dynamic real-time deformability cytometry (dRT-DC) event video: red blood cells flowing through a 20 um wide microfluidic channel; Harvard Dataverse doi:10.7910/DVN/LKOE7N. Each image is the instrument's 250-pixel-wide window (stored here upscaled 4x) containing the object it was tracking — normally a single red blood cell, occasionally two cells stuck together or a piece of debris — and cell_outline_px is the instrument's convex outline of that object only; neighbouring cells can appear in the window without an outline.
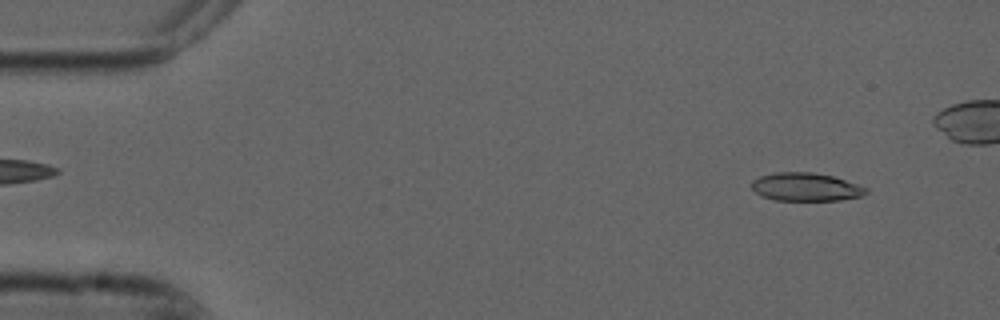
{"species": "common noctule bat (a hibernating species)", "species_latin": "Nyctalus noctula", "temperature_condition": "cold", "stored_images_in_passage": 47, "camera_frame_rate_fps": 3000, "um_per_image_px": 0.085, "animal": {"sex": "male", "forearm_length_mm": 52.5}, "frame": {"image": 1, "passage_image": 4, "time_ms": 1.0, "image_size_px": [1000, 320], "cell_outline_px": [[868, 192], [864, 196], [840, 200], [776, 200], [760, 196], [752, 188], [752, 180], [760, 176], [776, 172], [812, 172], [832, 176], [868, 188]], "centroid_in_image_um": [68.49, 15.89], "position_along_channel_um": 16.5, "area_um2": 18.79}}
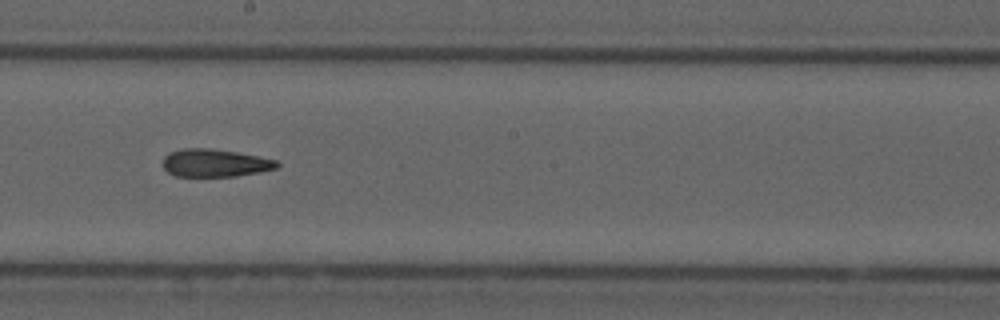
{"frame": {"image": 2, "passage_image": 29, "time_ms": 9.333, "image_size_px": [1000, 320], "cell_outline_px": [[280, 164], [276, 168], [260, 172], [236, 176], [176, 176], [168, 172], [164, 168], [164, 156], [168, 152], [184, 148], [208, 148], [236, 152], [276, 160]], "centroid_in_image_um": [18.25, 13.85], "position_along_channel_um": 229.9, "area_um2": 18.32}}
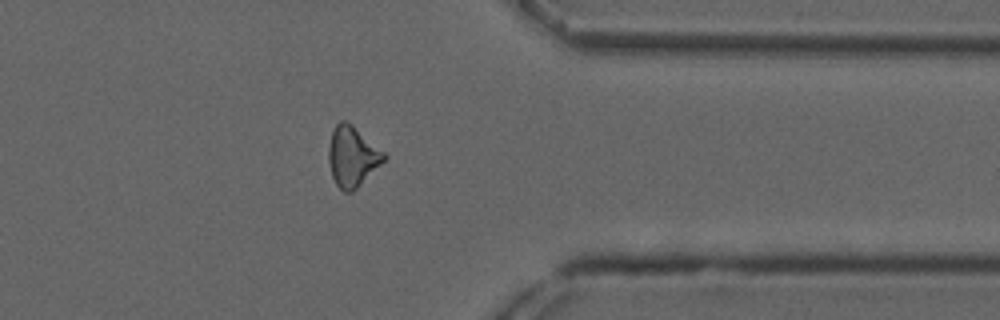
{"frame": {"image": 3, "passage_image": 42, "time_ms": 13.667, "image_size_px": [1000, 320], "cell_outline_px": [[388, 156], [352, 192], [344, 192], [336, 184], [332, 176], [328, 160], [328, 144], [332, 132], [336, 124], [340, 120], [344, 120], [352, 124], [384, 152]], "centroid_in_image_um": [29.92, 13.28], "position_along_channel_um": 381.5, "area_um2": 19.19}, "authors_computed_cell_mechanics": {"area_um2": 19.1896, "velocity_mm_per_s": 3.7439, "shape_relaxation_time_tau1_ms": null, "shape_relaxation_time_tau2_ms": 4.4552, "deformation_change_tau1": null, "deformation_change_tau2": 0.1418}}